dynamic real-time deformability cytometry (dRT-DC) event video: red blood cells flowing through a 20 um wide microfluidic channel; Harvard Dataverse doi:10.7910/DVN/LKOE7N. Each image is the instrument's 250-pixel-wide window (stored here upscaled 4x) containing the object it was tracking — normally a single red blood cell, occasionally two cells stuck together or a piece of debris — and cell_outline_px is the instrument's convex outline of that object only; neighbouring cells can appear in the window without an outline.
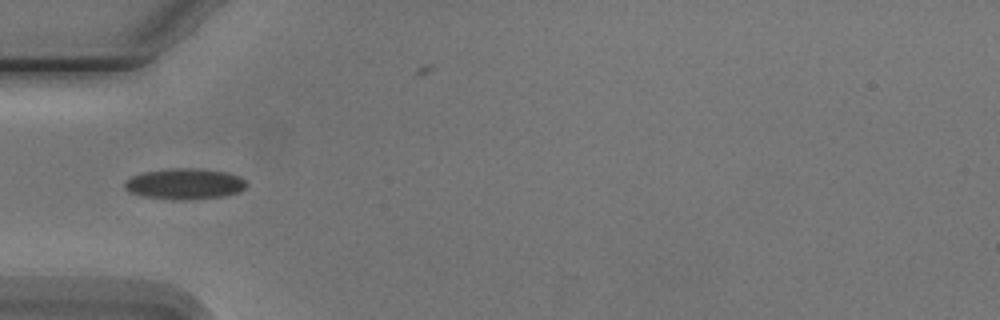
{"species": "Egyptian fruit bat (a non-hibernating species)", "species_latin": "Rousettus aegyptiacus", "temperature_condition": "cold", "stored_images_in_passage": 4, "camera_frame_rate_fps": 3000, "um_per_image_px": 0.085, "animal": {"sex": "male"}, "frame": {"image": 1, "passage_image": 4, "time_ms": 3.667, "image_size_px": [1000, 320], "cell_outline_px": [[248, 184], [240, 192], [224, 196], [184, 200], [172, 200], [140, 196], [128, 192], [124, 188], [124, 180], [132, 176], [144, 172], [168, 168], [200, 168], [228, 172], [240, 176]], "centroid_in_image_um": [15.68, 15.63], "position_along_channel_um": 69.3, "area_um2": 22.37}}